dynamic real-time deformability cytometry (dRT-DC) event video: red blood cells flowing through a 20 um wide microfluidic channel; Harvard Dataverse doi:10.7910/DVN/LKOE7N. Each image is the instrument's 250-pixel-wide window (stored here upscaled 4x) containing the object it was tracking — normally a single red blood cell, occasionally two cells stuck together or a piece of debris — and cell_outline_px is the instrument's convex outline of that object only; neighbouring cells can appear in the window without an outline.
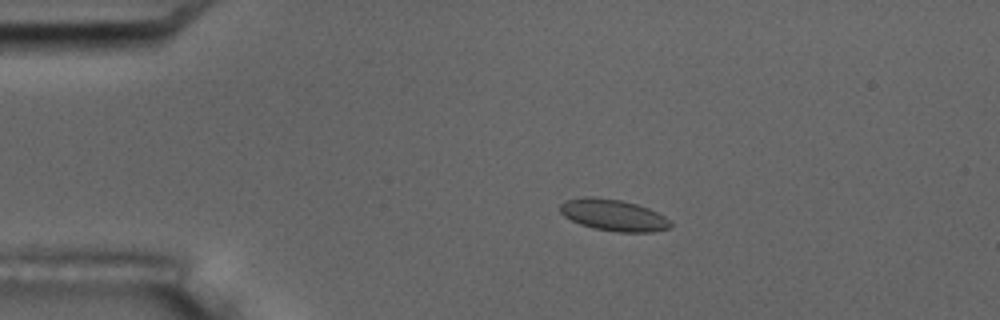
{"species": "common noctule bat (a hibernating species)", "species_latin": "Nyctalus noctula", "temperature_condition": "room temperature", "stored_images_in_passage": 56, "camera_frame_rate_fps": 3000, "um_per_image_px": 0.085, "animal": {"sex": "male", "body_mass_g": 17.5, "forearm_length_mm": 52.3}, "frame": {"image": 1, "passage_image": 12, "time_ms": 3.667, "image_size_px": [1000, 320], "cell_outline_px": [[672, 228], [652, 232], [616, 232], [596, 228], [580, 224], [564, 216], [560, 212], [560, 204], [564, 200], [584, 196], [592, 196], [620, 200], [636, 204], [648, 208], [664, 216], [672, 224]], "centroid_in_image_um": [52.13, 18.28], "position_along_channel_um": 32.9, "area_um2": 20.29}}
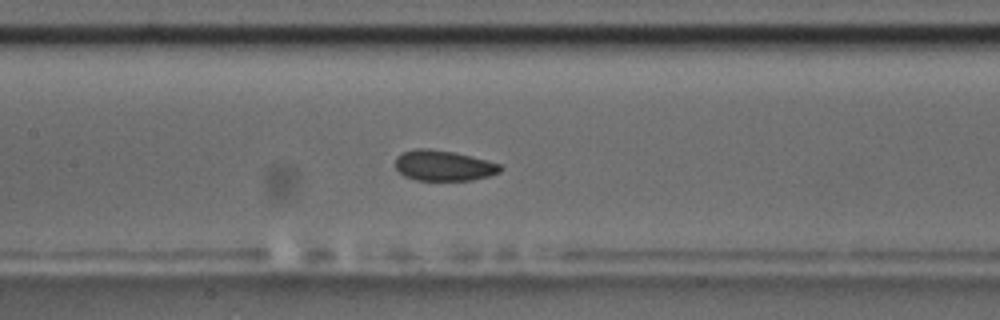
{"frame": {"image": 2, "passage_image": 27, "time_ms": 8.667, "image_size_px": [1000, 320], "cell_outline_px": [[504, 168], [500, 172], [488, 176], [472, 180], [416, 180], [404, 176], [396, 168], [396, 156], [400, 152], [416, 148], [428, 148], [452, 152], [500, 164]], "centroid_in_image_um": [37.67, 14.07], "position_along_channel_um": 169.7, "area_um2": 18.55}}
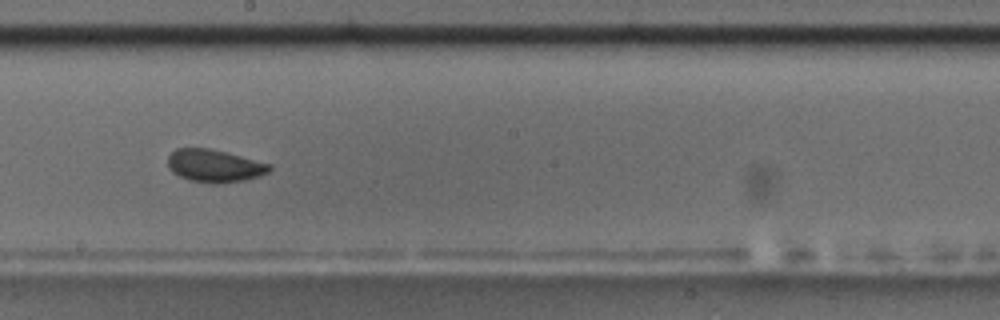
{"frame": {"image": 3, "passage_image": 32, "time_ms": 10.333, "image_size_px": [1000, 320], "cell_outline_px": [[272, 168], [268, 172], [260, 176], [244, 180], [216, 184], [212, 184], [188, 180], [172, 172], [168, 168], [168, 156], [176, 148], [208, 148], [272, 164]], "centroid_in_image_um": [18.22, 14.1], "position_along_channel_um": 230.0, "area_um2": 19.36}, "authors_computed_cell_mechanics": {"area_um2": 19.2474, "velocity_mm_per_s": 3.6422, "shape_relaxation_time_tau1_ms": 3.2459, "shape_relaxation_time_tau2_ms": 1.3009, "deformation_change_tau1": 0.0552, "deformation_change_tau2": 0.0619}}